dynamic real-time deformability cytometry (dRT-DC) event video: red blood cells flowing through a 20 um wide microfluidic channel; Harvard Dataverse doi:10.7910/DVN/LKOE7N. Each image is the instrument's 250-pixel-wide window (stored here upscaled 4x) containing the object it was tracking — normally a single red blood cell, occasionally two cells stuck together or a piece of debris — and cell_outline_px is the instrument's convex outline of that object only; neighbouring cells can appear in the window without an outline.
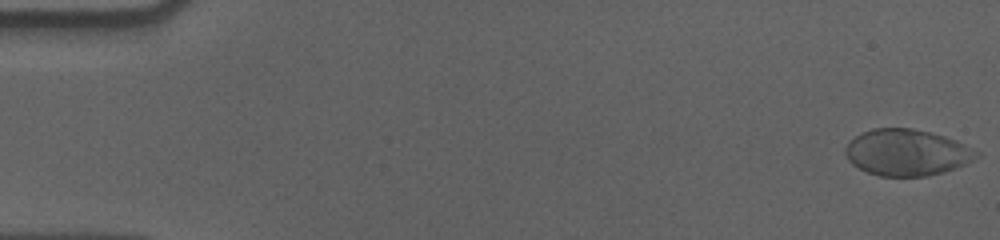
{"species": "human", "species_latin": "Homo sapiens", "temperature_condition": "cold", "stored_images_in_passage": 57, "camera_frame_rate_fps": 3000, "um_per_image_px": 0.085, "donor": {"sex": "male"}, "frame": {"image": 1, "passage_image": 1, "time_ms": 0.0, "image_size_px": [1000, 240], "cell_outline_px": [[980, 156], [956, 168], [944, 172], [928, 176], [880, 176], [868, 172], [852, 164], [848, 160], [844, 152], [844, 148], [856, 136], [872, 128], [912, 128], [944, 136], [956, 140], [980, 152]], "centroid_in_image_um": [77.09, 12.96], "position_along_channel_um": 7.9, "area_um2": 35.32}}
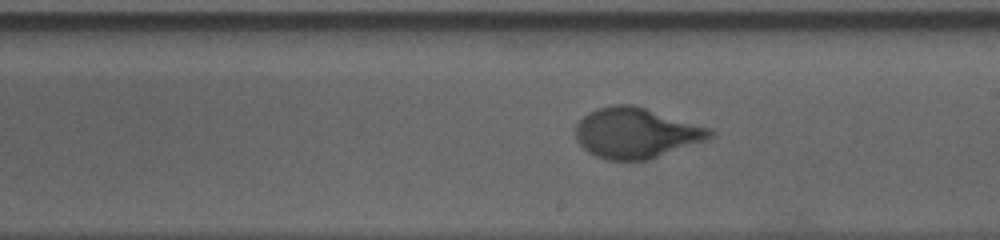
{"frame": {"image": 2, "passage_image": 33, "time_ms": 10.667, "image_size_px": [1000, 240], "cell_outline_px": [[712, 136], [704, 140], [648, 160], [608, 160], [596, 156], [588, 152], [576, 140], [576, 124], [588, 112], [596, 108], [616, 104], [636, 104], [712, 128]], "centroid_in_image_um": [54.05, 11.28], "position_along_channel_um": 235.0, "area_um2": 39.54}}
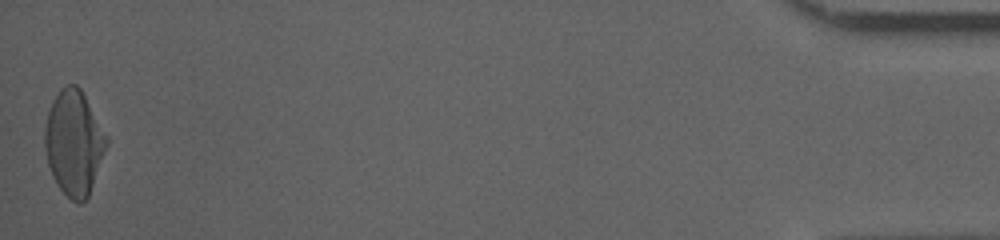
{"frame": {"image": 3, "passage_image": 57, "time_ms": 18.667, "image_size_px": [1000, 240], "cell_outline_px": [[108, 144], [88, 196], [80, 204], [72, 200], [56, 184], [52, 176], [48, 164], [44, 148], [44, 128], [48, 112], [52, 100], [60, 88], [68, 84], [76, 84], [80, 88], [108, 136]], "centroid_in_image_um": [6.27, 12.11], "position_along_channel_um": 428.9, "area_um2": 37.69}, "authors_computed_cell_mechanics": {"area_um2": 37.6856, "velocity_mm_per_s": 3.5729, "shape_relaxation_time_tau1_ms": 5.0178, "shape_relaxation_time_tau2_ms": null, "deformation_change_tau1": 0.2008, "deformation_change_tau2": null}}